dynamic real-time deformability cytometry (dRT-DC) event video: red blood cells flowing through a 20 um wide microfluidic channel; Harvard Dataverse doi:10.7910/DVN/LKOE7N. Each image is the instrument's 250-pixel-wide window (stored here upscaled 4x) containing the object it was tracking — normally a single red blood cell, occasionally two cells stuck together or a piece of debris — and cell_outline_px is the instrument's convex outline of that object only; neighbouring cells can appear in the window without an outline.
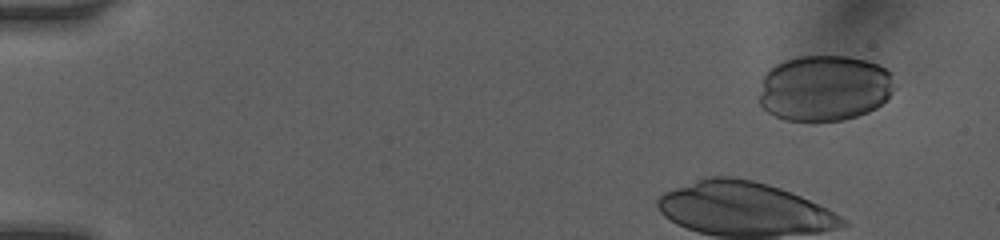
{"species": "human", "species_latin": "Homo sapiens", "temperature_condition": "room temperature", "stored_images_in_passage": 8, "camera_frame_rate_fps": 3000, "um_per_image_px": 0.085, "donor": {"sex": "female"}, "frame": {"image": 1, "passage_image": 2, "time_ms": 1.0, "image_size_px": [1000, 240], "cell_outline_px": [[892, 92], [876, 108], [868, 112], [844, 120], [784, 120], [768, 112], [760, 104], [756, 96], [764, 76], [776, 64], [784, 60], [800, 56], [848, 56], [868, 60], [892, 72]], "centroid_in_image_um": [70.04, 7.48], "position_along_channel_um": 15.0, "area_um2": 52.02}}